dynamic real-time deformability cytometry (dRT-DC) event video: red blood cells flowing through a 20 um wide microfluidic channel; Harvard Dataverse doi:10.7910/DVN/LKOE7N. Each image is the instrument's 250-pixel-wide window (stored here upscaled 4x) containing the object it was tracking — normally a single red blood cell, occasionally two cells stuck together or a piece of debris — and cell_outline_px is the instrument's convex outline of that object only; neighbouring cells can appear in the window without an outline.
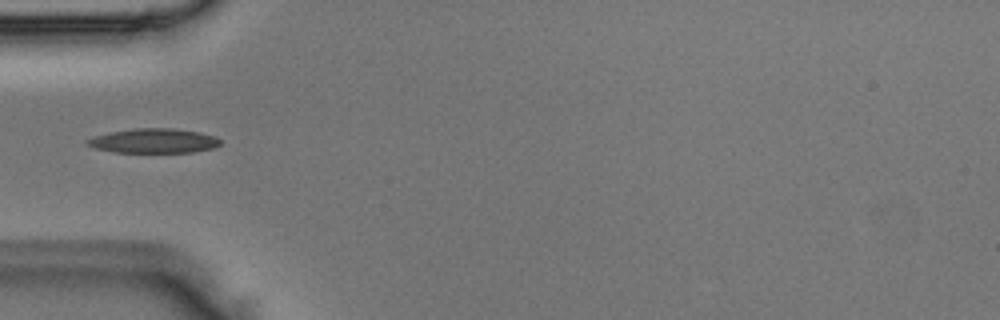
{"species": "Egyptian fruit bat (a non-hibernating species)", "species_latin": "Rousettus aegyptiacus", "temperature_condition": "room temperature", "stored_images_in_passage": 2, "camera_frame_rate_fps": 3000, "um_per_image_px": 0.085, "animal": {"sex": "male"}, "frame": {"image": 1, "passage_image": 2, "time_ms": 0.333, "image_size_px": [1000, 320], "cell_outline_px": [[220, 144], [212, 148], [192, 152], [116, 152], [96, 148], [88, 144], [84, 140], [96, 136], [112, 132], [136, 128], [172, 128], [200, 132], [216, 136], [220, 140]], "centroid_in_image_um": [13.11, 11.96], "position_along_channel_um": 71.9, "area_um2": 18.73}}